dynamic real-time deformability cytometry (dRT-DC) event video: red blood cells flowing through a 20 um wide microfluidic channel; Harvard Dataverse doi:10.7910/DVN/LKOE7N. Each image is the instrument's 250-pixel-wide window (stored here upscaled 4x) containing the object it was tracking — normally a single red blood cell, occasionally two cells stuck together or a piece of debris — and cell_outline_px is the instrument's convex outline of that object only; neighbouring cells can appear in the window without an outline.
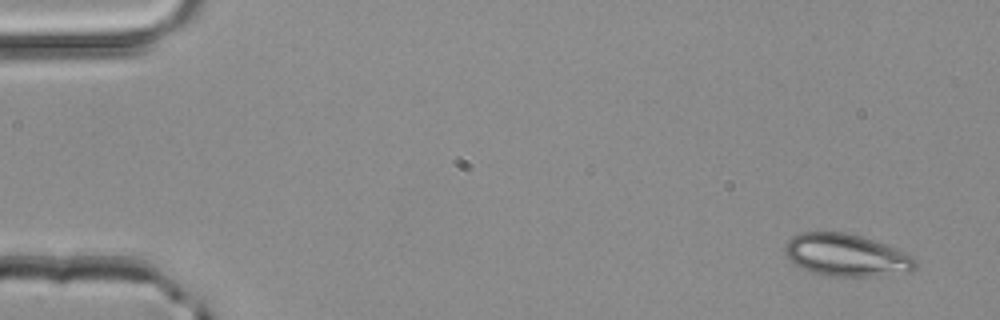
{"species": "common noctule bat (a hibernating species)", "species_latin": "Nyctalus noctula", "temperature_condition": "room temperature", "stored_images_in_passage": 5, "segment_of_instrument_passage": [2, 2], "camera_frame_rate_fps": 3000, "um_per_image_px": 0.085, "animal": {"sex": "male", "body_mass_g": 20.4}, "frame": {"image": 1, "passage_image": 5, "time_ms": 1.333, "image_size_px": [1000, 320], "cell_outline_px": [[916, 268], [908, 272], [872, 276], [824, 276], [812, 272], [796, 264], [784, 252], [784, 244], [792, 236], [800, 232], [844, 232], [864, 236], [904, 252], [912, 256], [916, 260]], "centroid_in_image_um": [71.92, 21.68], "position_along_channel_um": 13.1, "area_um2": 32.08}}